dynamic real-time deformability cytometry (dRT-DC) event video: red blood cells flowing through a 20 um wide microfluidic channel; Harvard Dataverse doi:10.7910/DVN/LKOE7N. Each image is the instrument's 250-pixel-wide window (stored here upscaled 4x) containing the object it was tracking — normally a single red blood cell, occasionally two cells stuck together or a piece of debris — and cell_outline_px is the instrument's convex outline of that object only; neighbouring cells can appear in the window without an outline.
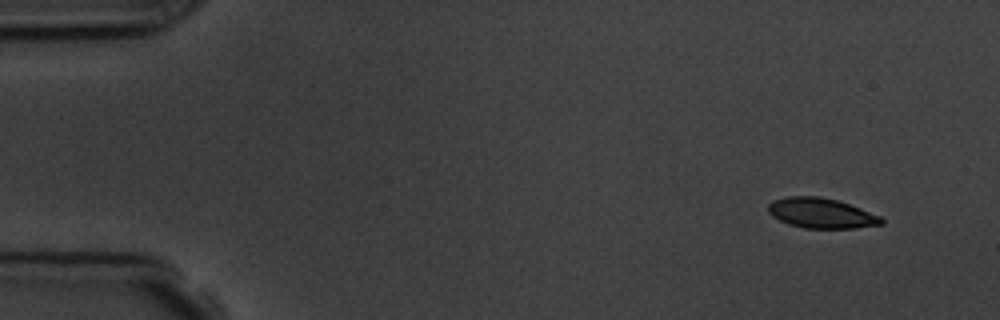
{"species": "common noctule bat (a hibernating species)", "species_latin": "Nyctalus noctula", "temperature_condition": "room temperature", "stored_images_in_passage": 4, "camera_frame_rate_fps": 3000, "um_per_image_px": 0.085, "animal": {"sex": "male", "body_mass_g": 19.5, "forearm_length_mm": 54.6}, "frame": {"image": 1, "passage_image": 1, "time_ms": 0.0, "image_size_px": [1000, 320], "cell_outline_px": [[884, 224], [856, 228], [804, 228], [788, 224], [772, 216], [768, 212], [768, 204], [772, 200], [788, 196], [820, 196], [836, 200], [860, 208], [880, 216], [884, 220]], "centroid_in_image_um": [69.79, 18.12], "position_along_channel_um": 15.2, "area_um2": 19.88}}
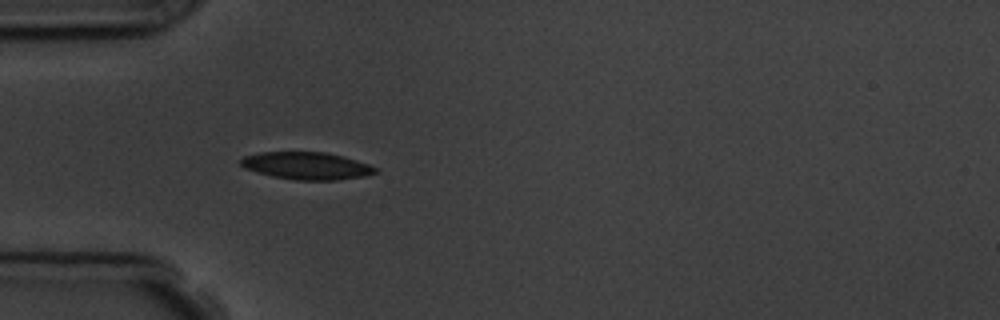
{"frame": {"image": 2, "passage_image": 4, "time_ms": 4.0, "image_size_px": [1000, 320], "cell_outline_px": [[376, 172], [364, 176], [336, 180], [296, 180], [272, 176], [256, 172], [244, 168], [240, 164], [240, 160], [244, 156], [260, 152], [324, 152], [344, 156], [368, 164], [376, 168]], "centroid_in_image_um": [26.03, 14.09], "position_along_channel_um": 59.0, "area_um2": 21.39}}